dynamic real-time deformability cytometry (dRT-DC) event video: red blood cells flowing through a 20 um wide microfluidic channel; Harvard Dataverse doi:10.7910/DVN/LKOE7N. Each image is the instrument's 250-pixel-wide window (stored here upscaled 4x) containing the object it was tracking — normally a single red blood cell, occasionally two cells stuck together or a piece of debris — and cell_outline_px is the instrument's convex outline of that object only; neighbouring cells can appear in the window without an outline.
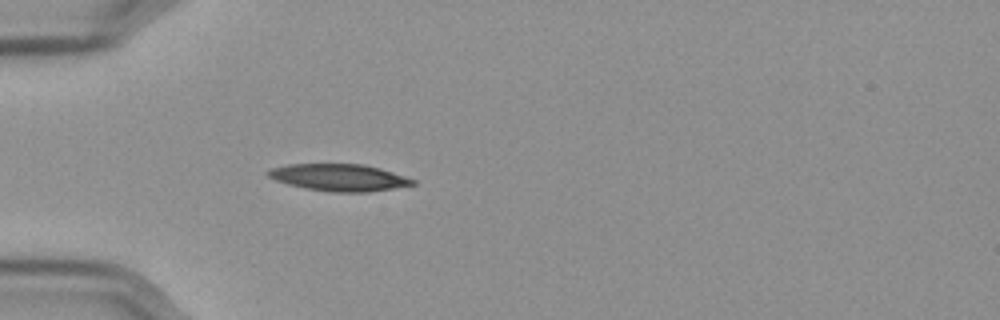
{"species": "Egyptian fruit bat (a non-hibernating species)", "species_latin": "Rousettus aegyptiacus", "temperature_condition": "cold", "stored_images_in_passage": 37, "camera_frame_rate_fps": 3000, "um_per_image_px": 0.085, "frame": {"image": 1, "passage_image": 1, "time_ms": 0.0, "image_size_px": [1000, 320], "cell_outline_px": [[416, 184], [368, 192], [332, 192], [308, 188], [288, 184], [276, 180], [268, 176], [264, 172], [268, 168], [288, 164], [364, 164], [380, 168], [416, 180]], "centroid_in_image_um": [28.79, 15.07], "position_along_channel_um": 56.2, "area_um2": 22.66}}
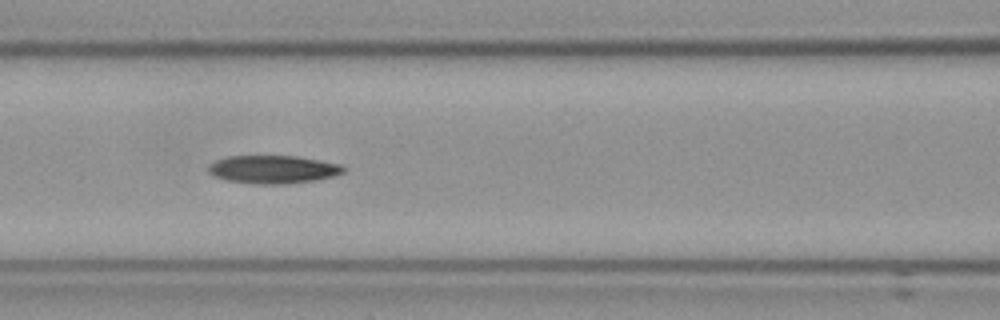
{"frame": {"image": 2, "passage_image": 9, "time_ms": 2.667, "image_size_px": [1000, 320], "cell_outline_px": [[348, 168], [344, 172], [332, 176], [316, 180], [284, 184], [256, 184], [228, 180], [216, 176], [208, 172], [208, 164], [216, 160], [228, 156], [296, 156], [320, 160], [340, 164]], "centroid_in_image_um": [23.23, 14.39], "position_along_channel_um": 143.4, "area_um2": 22.08}}
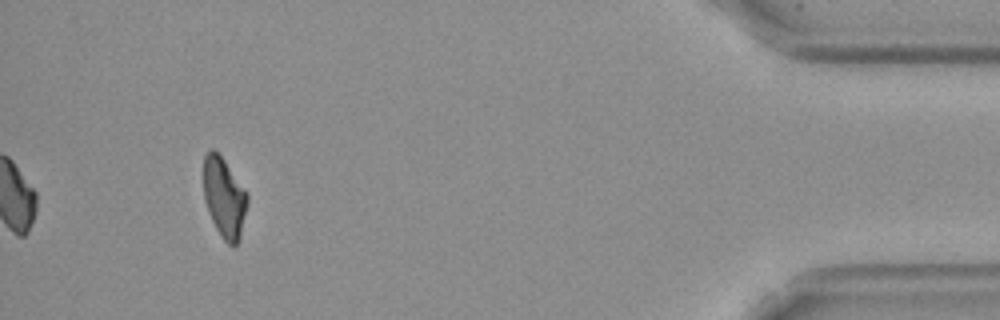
{"frame": {"image": 3, "passage_image": 37, "time_ms": 12.0, "image_size_px": [1000, 320], "cell_outline_px": [[248, 204], [240, 240], [232, 248], [224, 240], [216, 228], [208, 212], [204, 196], [204, 156], [212, 148], [224, 160], [248, 192]], "centroid_in_image_um": [19.09, 16.83], "position_along_channel_um": 416.1, "area_um2": 20.52}, "authors_computed_cell_mechanics": {"area_um2": 22.0218, "velocity_mm_per_s": 3.5788, "shape_relaxation_time_tau1_ms": 9.3422, "shape_relaxation_time_tau2_ms": null, "deformation_change_tau1": 0.2455, "deformation_change_tau2": null}}